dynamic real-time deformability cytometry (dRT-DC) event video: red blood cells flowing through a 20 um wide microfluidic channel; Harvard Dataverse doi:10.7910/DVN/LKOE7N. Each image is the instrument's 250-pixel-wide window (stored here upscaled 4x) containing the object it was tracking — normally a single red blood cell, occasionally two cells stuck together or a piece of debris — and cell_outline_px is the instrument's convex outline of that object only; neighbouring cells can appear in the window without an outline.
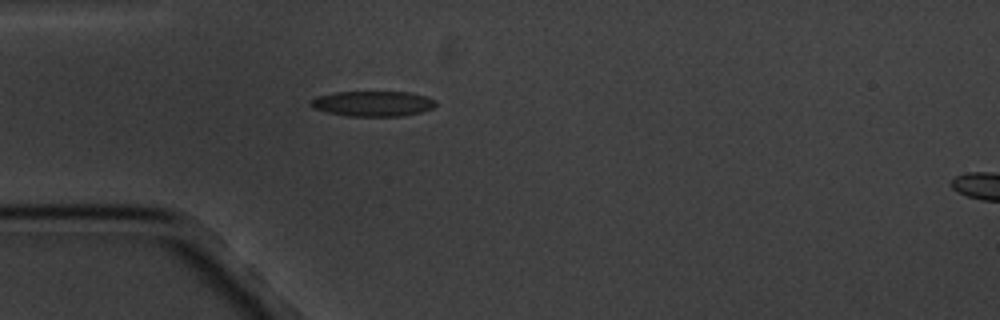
{"species": "common noctule bat (a hibernating species)", "species_latin": "Nyctalus noctula", "temperature_condition": "cold", "stored_images_in_passage": 2, "segment_of_instrument_passage": [1, 2], "camera_frame_rate_fps": 3000, "um_per_image_px": 0.085, "animal": {"sex": "male", "body_mass_g": 20.1, "forearm_length_mm": 53.5}, "frame": {"image": 1, "passage_image": 1, "time_ms": 0.0, "image_size_px": [1000, 320], "cell_outline_px": [[436, 104], [432, 108], [420, 112], [404, 116], [348, 116], [328, 112], [312, 108], [308, 104], [308, 100], [316, 96], [336, 92], [408, 92], [424, 96], [436, 100]], "centroid_in_image_um": [31.63, 8.81], "position_along_channel_um": 53.4, "area_um2": 18.5}}